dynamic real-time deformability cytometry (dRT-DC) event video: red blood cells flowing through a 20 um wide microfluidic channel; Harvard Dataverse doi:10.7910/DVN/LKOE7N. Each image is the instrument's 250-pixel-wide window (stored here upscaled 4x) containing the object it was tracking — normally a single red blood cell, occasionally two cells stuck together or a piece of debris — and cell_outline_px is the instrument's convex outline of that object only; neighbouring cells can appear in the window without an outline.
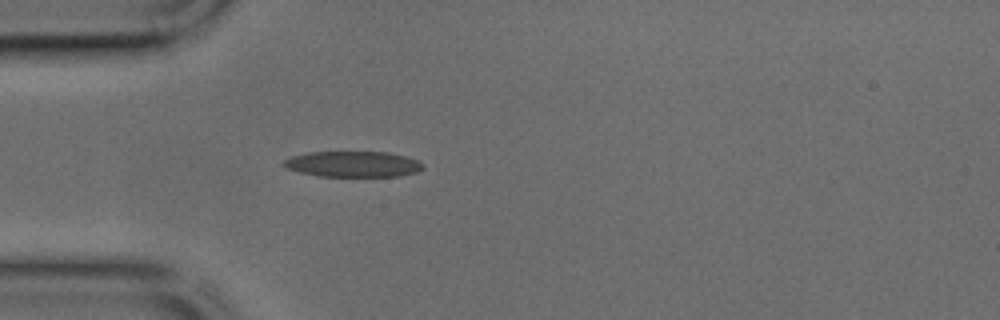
{"species": "common noctule bat (a hibernating species)", "species_latin": "Nyctalus noctula", "temperature_condition": "cold", "stored_images_in_passage": 33, "camera_frame_rate_fps": 3000, "um_per_image_px": 0.085, "animal": {"sex": "male", "body_mass_g": 17.9, "forearm_length_mm": 54.2}, "frame": {"image": 1, "passage_image": 1, "time_ms": 0.0, "image_size_px": [1000, 320], "cell_outline_px": [[424, 168], [416, 172], [400, 176], [320, 176], [300, 172], [284, 168], [280, 164], [284, 160], [292, 156], [308, 152], [388, 152], [404, 156], [416, 160], [424, 164]], "centroid_in_image_um": [29.97, 13.95], "position_along_channel_um": 55.0, "area_um2": 20.92}}
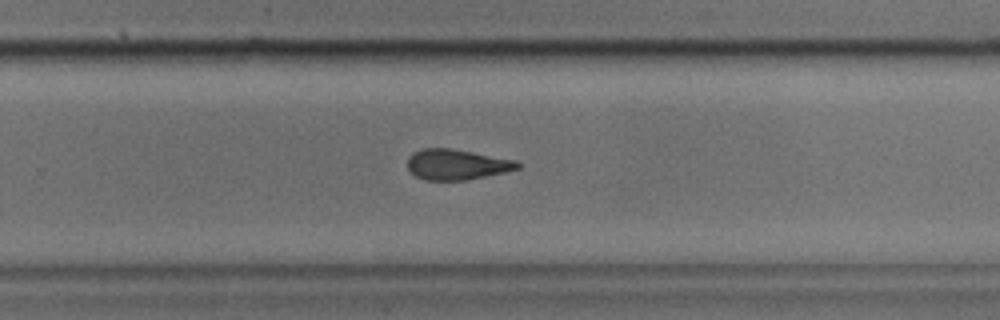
{"frame": {"image": 2, "passage_image": 17, "time_ms": 5.333, "image_size_px": [1000, 320], "cell_outline_px": [[520, 168], [504, 172], [464, 180], [424, 180], [416, 176], [408, 168], [408, 156], [412, 152], [420, 148], [452, 148], [516, 160], [520, 164]], "centroid_in_image_um": [38.79, 13.96], "position_along_channel_um": 291.0, "area_um2": 19.54}}
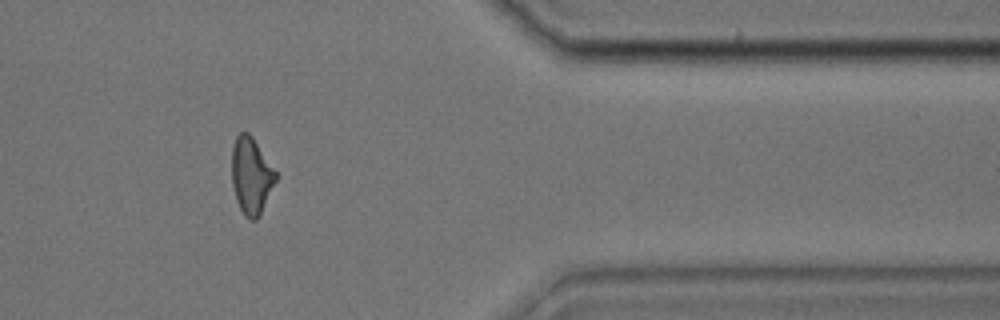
{"frame": {"image": 3, "passage_image": 25, "time_ms": 8.0, "image_size_px": [1000, 320], "cell_outline_px": [[276, 180], [260, 216], [256, 220], [248, 220], [244, 216], [236, 200], [232, 184], [232, 148], [236, 136], [240, 132], [248, 132], [252, 136], [276, 172]], "centroid_in_image_um": [21.34, 14.96], "position_along_channel_um": 390.1, "area_um2": 19.59}}